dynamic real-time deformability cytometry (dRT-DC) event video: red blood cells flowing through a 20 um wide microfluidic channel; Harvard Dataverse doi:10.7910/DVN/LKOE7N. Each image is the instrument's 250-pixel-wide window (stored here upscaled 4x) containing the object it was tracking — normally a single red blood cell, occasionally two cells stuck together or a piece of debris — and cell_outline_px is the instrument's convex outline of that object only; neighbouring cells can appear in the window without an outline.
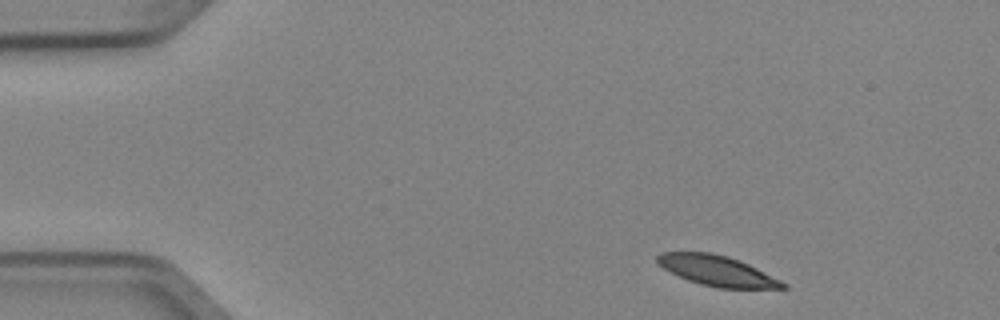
{"species": "Egyptian fruit bat (a non-hibernating species)", "species_latin": "Rousettus aegyptiacus", "temperature_condition": "cold", "stored_images_in_passage": 3, "camera_frame_rate_fps": 3000, "um_per_image_px": 0.085, "animal": {"sex": "female"}, "frame": {"image": 1, "passage_image": 1, "time_ms": 0.0, "image_size_px": [1000, 320], "cell_outline_px": [[788, 288], [716, 288], [700, 284], [688, 280], [664, 268], [656, 260], [656, 256], [660, 252], [712, 252], [728, 256], [748, 264], [788, 284]], "centroid_in_image_um": [60.95, 23.01], "position_along_channel_um": 24.0, "area_um2": 21.96}}
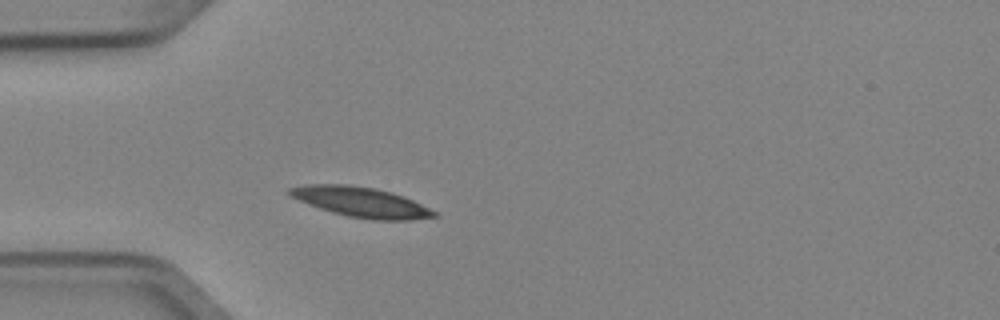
{"frame": {"image": 2, "passage_image": 3, "time_ms": 0.667, "image_size_px": [1000, 320], "cell_outline_px": [[440, 216], [412, 220], [372, 220], [348, 216], [332, 212], [308, 204], [288, 196], [288, 188], [308, 184], [348, 184], [376, 188], [392, 192], [404, 196], [436, 212]], "centroid_in_image_um": [30.68, 17.17], "position_along_channel_um": 54.3, "area_um2": 25.37}}